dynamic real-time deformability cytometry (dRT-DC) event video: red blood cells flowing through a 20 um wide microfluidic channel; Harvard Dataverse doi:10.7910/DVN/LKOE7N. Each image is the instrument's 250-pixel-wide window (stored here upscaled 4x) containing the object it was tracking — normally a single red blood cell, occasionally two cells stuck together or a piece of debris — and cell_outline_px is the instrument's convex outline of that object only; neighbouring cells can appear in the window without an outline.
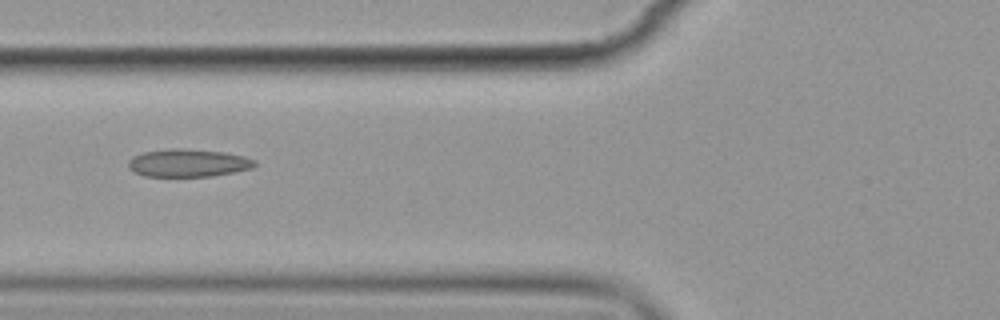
{"species": "common noctule bat (a hibernating species)", "species_latin": "Nyctalus noctula", "temperature_condition": "cold", "stored_images_in_passage": 13, "camera_frame_rate_fps": 3000, "um_per_image_px": 0.085, "animal": {"sex": "female", "body_mass_g": 19.9}, "frame": {"image": 1, "passage_image": 4, "time_ms": 4.333, "image_size_px": [1000, 320], "cell_outline_px": [[256, 164], [252, 168], [212, 176], [144, 176], [128, 168], [128, 160], [132, 156], [144, 152], [172, 148], [180, 148], [224, 152], [244, 156], [256, 160]], "centroid_in_image_um": [15.98, 13.84], "position_along_channel_um": 109.8, "area_um2": 20.4}}
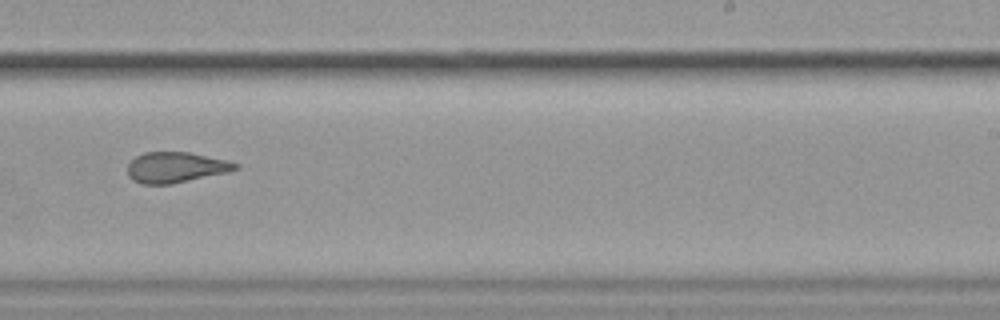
{"frame": {"image": 2, "passage_image": 8, "time_ms": 9.0, "image_size_px": [1000, 320], "cell_outline_px": [[240, 168], [228, 172], [172, 184], [140, 184], [132, 180], [128, 176], [128, 164], [136, 156], [144, 152], [188, 152], [228, 160], [240, 164]], "centroid_in_image_um": [14.95, 14.23], "position_along_channel_um": 274.0, "area_um2": 19.36}}
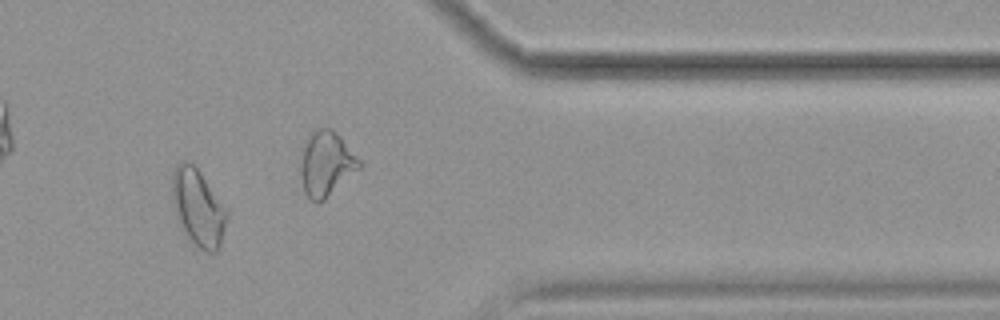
{"frame": {"image": 3, "passage_image": 11, "time_ms": 12.333, "image_size_px": [1000, 320], "cell_outline_px": [[228, 216], [220, 244], [216, 252], [208, 252], [200, 248], [184, 232], [176, 216], [172, 204], [172, 172], [176, 164], [180, 160], [188, 160], [200, 172], [228, 212]], "centroid_in_image_um": [16.8, 17.6], "position_along_channel_um": 394.6, "area_um2": 24.22}, "authors_computed_cell_mechanics": {"area_um2": 20.4034, "velocity_mm_per_s": 3.5365, "shape_relaxation_time_tau1_ms": null, "shape_relaxation_time_tau2_ms": 1.9247, "deformation_change_tau1": null, "deformation_change_tau2": 0.0941}}